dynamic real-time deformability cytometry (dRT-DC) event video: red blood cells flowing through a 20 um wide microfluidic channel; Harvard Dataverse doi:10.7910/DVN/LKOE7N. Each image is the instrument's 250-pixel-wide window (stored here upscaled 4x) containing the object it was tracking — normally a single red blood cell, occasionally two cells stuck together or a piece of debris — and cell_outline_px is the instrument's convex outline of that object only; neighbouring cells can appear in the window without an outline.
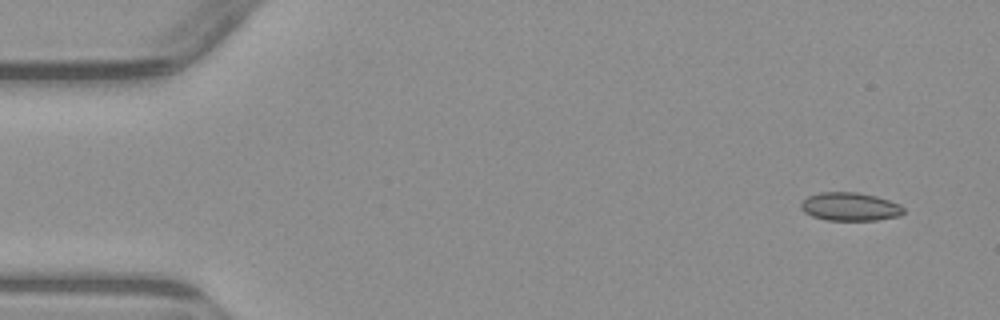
{"species": "common noctule bat (a hibernating species)", "species_latin": "Nyctalus noctula", "temperature_condition": "warm", "stored_images_in_passage": 5, "camera_frame_rate_fps": 3000, "um_per_image_px": 0.085, "animal": {"sex": "male", "body_mass_g": 23.1, "forearm_length_mm": 52.7}, "frame": {"image": 1, "passage_image": 1, "time_ms": 0.0, "image_size_px": [1000, 320], "cell_outline_px": [[904, 212], [900, 216], [876, 220], [824, 220], [812, 216], [804, 212], [800, 208], [800, 204], [808, 196], [820, 192], [856, 192], [876, 196], [900, 204], [904, 208]], "centroid_in_image_um": [72.24, 17.57], "position_along_channel_um": 12.8, "area_um2": 16.99}}
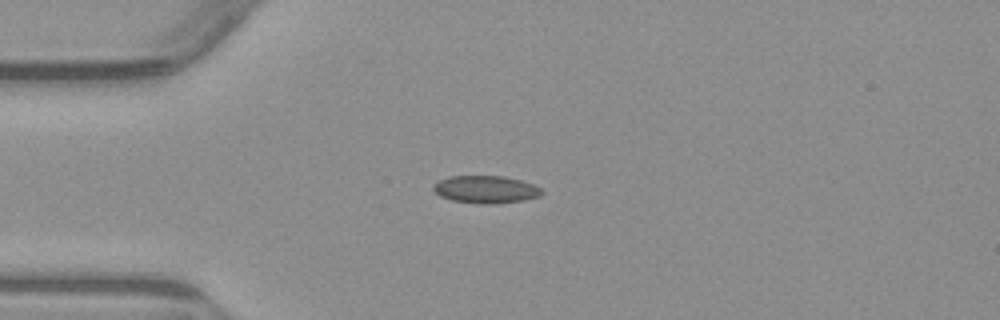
{"frame": {"image": 2, "passage_image": 4, "time_ms": 3.333, "image_size_px": [1000, 320], "cell_outline_px": [[544, 192], [540, 196], [524, 200], [492, 204], [484, 204], [452, 200], [440, 196], [432, 188], [432, 184], [436, 180], [448, 176], [504, 176], [520, 180], [532, 184], [540, 188]], "centroid_in_image_um": [41.25, 16.09], "position_along_channel_um": 43.7, "area_um2": 17.46}}
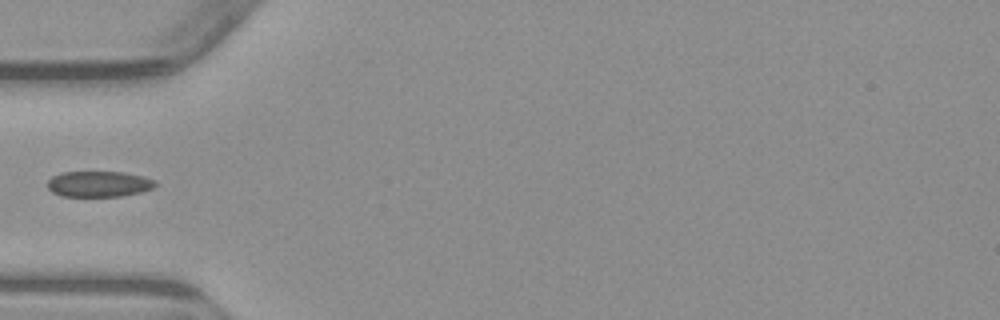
{"frame": {"image": 3, "passage_image": 5, "time_ms": 4.667, "image_size_px": [1000, 320], "cell_outline_px": [[156, 184], [152, 188], [140, 192], [120, 196], [60, 196], [52, 192], [48, 188], [48, 180], [52, 176], [60, 172], [124, 172], [144, 176], [156, 180]], "centroid_in_image_um": [8.39, 15.63], "position_along_channel_um": 76.6, "area_um2": 16.24}}